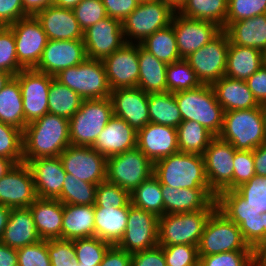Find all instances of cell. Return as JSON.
<instances>
[{
	"label": "cell",
	"mask_w": 266,
	"mask_h": 266,
	"mask_svg": "<svg viewBox=\"0 0 266 266\" xmlns=\"http://www.w3.org/2000/svg\"><path fill=\"white\" fill-rule=\"evenodd\" d=\"M13 77L12 74L0 70V91L5 87V85L8 83V81Z\"/></svg>",
	"instance_id": "753ad0ef"
},
{
	"label": "cell",
	"mask_w": 266,
	"mask_h": 266,
	"mask_svg": "<svg viewBox=\"0 0 266 266\" xmlns=\"http://www.w3.org/2000/svg\"><path fill=\"white\" fill-rule=\"evenodd\" d=\"M37 199L30 167L22 162L0 178V204L10 208H28Z\"/></svg>",
	"instance_id": "ffe728a7"
},
{
	"label": "cell",
	"mask_w": 266,
	"mask_h": 266,
	"mask_svg": "<svg viewBox=\"0 0 266 266\" xmlns=\"http://www.w3.org/2000/svg\"><path fill=\"white\" fill-rule=\"evenodd\" d=\"M84 99L68 86L53 78L48 95V113L70 119Z\"/></svg>",
	"instance_id": "60d3db41"
},
{
	"label": "cell",
	"mask_w": 266,
	"mask_h": 266,
	"mask_svg": "<svg viewBox=\"0 0 266 266\" xmlns=\"http://www.w3.org/2000/svg\"><path fill=\"white\" fill-rule=\"evenodd\" d=\"M18 266H52L47 250V240H40L17 249Z\"/></svg>",
	"instance_id": "6f0895ef"
},
{
	"label": "cell",
	"mask_w": 266,
	"mask_h": 266,
	"mask_svg": "<svg viewBox=\"0 0 266 266\" xmlns=\"http://www.w3.org/2000/svg\"><path fill=\"white\" fill-rule=\"evenodd\" d=\"M171 25L174 29L177 49L181 59H186L223 31L215 23L187 18L177 11L172 18Z\"/></svg>",
	"instance_id": "ac0fdd59"
},
{
	"label": "cell",
	"mask_w": 266,
	"mask_h": 266,
	"mask_svg": "<svg viewBox=\"0 0 266 266\" xmlns=\"http://www.w3.org/2000/svg\"><path fill=\"white\" fill-rule=\"evenodd\" d=\"M263 66V52L252 47L229 43L226 77L246 81Z\"/></svg>",
	"instance_id": "e575fe53"
},
{
	"label": "cell",
	"mask_w": 266,
	"mask_h": 266,
	"mask_svg": "<svg viewBox=\"0 0 266 266\" xmlns=\"http://www.w3.org/2000/svg\"><path fill=\"white\" fill-rule=\"evenodd\" d=\"M99 266H131V253L112 245Z\"/></svg>",
	"instance_id": "e7e4bbea"
},
{
	"label": "cell",
	"mask_w": 266,
	"mask_h": 266,
	"mask_svg": "<svg viewBox=\"0 0 266 266\" xmlns=\"http://www.w3.org/2000/svg\"><path fill=\"white\" fill-rule=\"evenodd\" d=\"M0 121L20 130L26 127L22 93L18 79L13 76L0 91Z\"/></svg>",
	"instance_id": "74e56055"
},
{
	"label": "cell",
	"mask_w": 266,
	"mask_h": 266,
	"mask_svg": "<svg viewBox=\"0 0 266 266\" xmlns=\"http://www.w3.org/2000/svg\"><path fill=\"white\" fill-rule=\"evenodd\" d=\"M235 250H255L244 240L240 228L217 208L208 218L198 244L199 255Z\"/></svg>",
	"instance_id": "30bf717a"
},
{
	"label": "cell",
	"mask_w": 266,
	"mask_h": 266,
	"mask_svg": "<svg viewBox=\"0 0 266 266\" xmlns=\"http://www.w3.org/2000/svg\"><path fill=\"white\" fill-rule=\"evenodd\" d=\"M137 147V132L124 120L113 116L94 145L97 152L106 158Z\"/></svg>",
	"instance_id": "83f0119b"
},
{
	"label": "cell",
	"mask_w": 266,
	"mask_h": 266,
	"mask_svg": "<svg viewBox=\"0 0 266 266\" xmlns=\"http://www.w3.org/2000/svg\"><path fill=\"white\" fill-rule=\"evenodd\" d=\"M54 78L84 100L108 98L112 91L102 60L86 58L79 65L60 71Z\"/></svg>",
	"instance_id": "ba28073f"
},
{
	"label": "cell",
	"mask_w": 266,
	"mask_h": 266,
	"mask_svg": "<svg viewBox=\"0 0 266 266\" xmlns=\"http://www.w3.org/2000/svg\"><path fill=\"white\" fill-rule=\"evenodd\" d=\"M225 112L260 106L244 80L223 76L211 85Z\"/></svg>",
	"instance_id": "4dcf8cb0"
},
{
	"label": "cell",
	"mask_w": 266,
	"mask_h": 266,
	"mask_svg": "<svg viewBox=\"0 0 266 266\" xmlns=\"http://www.w3.org/2000/svg\"><path fill=\"white\" fill-rule=\"evenodd\" d=\"M199 258V266H254L261 259L256 250H235L199 255Z\"/></svg>",
	"instance_id": "7dc6e473"
},
{
	"label": "cell",
	"mask_w": 266,
	"mask_h": 266,
	"mask_svg": "<svg viewBox=\"0 0 266 266\" xmlns=\"http://www.w3.org/2000/svg\"><path fill=\"white\" fill-rule=\"evenodd\" d=\"M0 266H18L17 249L0 242Z\"/></svg>",
	"instance_id": "a7ac6f4b"
},
{
	"label": "cell",
	"mask_w": 266,
	"mask_h": 266,
	"mask_svg": "<svg viewBox=\"0 0 266 266\" xmlns=\"http://www.w3.org/2000/svg\"><path fill=\"white\" fill-rule=\"evenodd\" d=\"M263 65L266 66V49L263 51Z\"/></svg>",
	"instance_id": "b9fcfbb0"
},
{
	"label": "cell",
	"mask_w": 266,
	"mask_h": 266,
	"mask_svg": "<svg viewBox=\"0 0 266 266\" xmlns=\"http://www.w3.org/2000/svg\"><path fill=\"white\" fill-rule=\"evenodd\" d=\"M139 80L137 87L147 94L167 92V63L157 59L139 44Z\"/></svg>",
	"instance_id": "d590c367"
},
{
	"label": "cell",
	"mask_w": 266,
	"mask_h": 266,
	"mask_svg": "<svg viewBox=\"0 0 266 266\" xmlns=\"http://www.w3.org/2000/svg\"><path fill=\"white\" fill-rule=\"evenodd\" d=\"M236 151L231 143L215 136L202 154L207 181L216 196L224 190H233Z\"/></svg>",
	"instance_id": "7c38bea8"
},
{
	"label": "cell",
	"mask_w": 266,
	"mask_h": 266,
	"mask_svg": "<svg viewBox=\"0 0 266 266\" xmlns=\"http://www.w3.org/2000/svg\"><path fill=\"white\" fill-rule=\"evenodd\" d=\"M73 243L75 259L81 266H99L105 253L112 246L96 236L74 239Z\"/></svg>",
	"instance_id": "bcb514c9"
},
{
	"label": "cell",
	"mask_w": 266,
	"mask_h": 266,
	"mask_svg": "<svg viewBox=\"0 0 266 266\" xmlns=\"http://www.w3.org/2000/svg\"><path fill=\"white\" fill-rule=\"evenodd\" d=\"M140 45L157 59L167 64L181 60L177 49L176 36L171 24L146 37Z\"/></svg>",
	"instance_id": "b9f144b4"
},
{
	"label": "cell",
	"mask_w": 266,
	"mask_h": 266,
	"mask_svg": "<svg viewBox=\"0 0 266 266\" xmlns=\"http://www.w3.org/2000/svg\"><path fill=\"white\" fill-rule=\"evenodd\" d=\"M139 43H125L102 60L111 90L137 87Z\"/></svg>",
	"instance_id": "44dd1931"
},
{
	"label": "cell",
	"mask_w": 266,
	"mask_h": 266,
	"mask_svg": "<svg viewBox=\"0 0 266 266\" xmlns=\"http://www.w3.org/2000/svg\"><path fill=\"white\" fill-rule=\"evenodd\" d=\"M259 214L266 212V176L255 175L235 189Z\"/></svg>",
	"instance_id": "f907efd6"
},
{
	"label": "cell",
	"mask_w": 266,
	"mask_h": 266,
	"mask_svg": "<svg viewBox=\"0 0 266 266\" xmlns=\"http://www.w3.org/2000/svg\"><path fill=\"white\" fill-rule=\"evenodd\" d=\"M256 175L266 176V142L253 150Z\"/></svg>",
	"instance_id": "03108f58"
},
{
	"label": "cell",
	"mask_w": 266,
	"mask_h": 266,
	"mask_svg": "<svg viewBox=\"0 0 266 266\" xmlns=\"http://www.w3.org/2000/svg\"><path fill=\"white\" fill-rule=\"evenodd\" d=\"M130 193L118 185L104 181L97 185L95 206H113L114 208L130 206Z\"/></svg>",
	"instance_id": "816d5d0a"
},
{
	"label": "cell",
	"mask_w": 266,
	"mask_h": 266,
	"mask_svg": "<svg viewBox=\"0 0 266 266\" xmlns=\"http://www.w3.org/2000/svg\"><path fill=\"white\" fill-rule=\"evenodd\" d=\"M255 175L253 150H237L234 157L233 190Z\"/></svg>",
	"instance_id": "680465c9"
},
{
	"label": "cell",
	"mask_w": 266,
	"mask_h": 266,
	"mask_svg": "<svg viewBox=\"0 0 266 266\" xmlns=\"http://www.w3.org/2000/svg\"><path fill=\"white\" fill-rule=\"evenodd\" d=\"M217 209L241 230L244 240L265 258V212L252 209L236 190H224L216 196Z\"/></svg>",
	"instance_id": "7a4b0ae2"
},
{
	"label": "cell",
	"mask_w": 266,
	"mask_h": 266,
	"mask_svg": "<svg viewBox=\"0 0 266 266\" xmlns=\"http://www.w3.org/2000/svg\"><path fill=\"white\" fill-rule=\"evenodd\" d=\"M42 240L36 230L29 208H11L1 243L13 249L35 244Z\"/></svg>",
	"instance_id": "f1b7e54d"
},
{
	"label": "cell",
	"mask_w": 266,
	"mask_h": 266,
	"mask_svg": "<svg viewBox=\"0 0 266 266\" xmlns=\"http://www.w3.org/2000/svg\"><path fill=\"white\" fill-rule=\"evenodd\" d=\"M218 137L231 143L236 150H254L262 145L266 135L260 106L225 112Z\"/></svg>",
	"instance_id": "5b68a950"
},
{
	"label": "cell",
	"mask_w": 266,
	"mask_h": 266,
	"mask_svg": "<svg viewBox=\"0 0 266 266\" xmlns=\"http://www.w3.org/2000/svg\"><path fill=\"white\" fill-rule=\"evenodd\" d=\"M82 0H53V5L61 8L74 9Z\"/></svg>",
	"instance_id": "2644e50d"
},
{
	"label": "cell",
	"mask_w": 266,
	"mask_h": 266,
	"mask_svg": "<svg viewBox=\"0 0 266 266\" xmlns=\"http://www.w3.org/2000/svg\"><path fill=\"white\" fill-rule=\"evenodd\" d=\"M95 236L111 245H117L123 237L129 215V206L96 207L94 205Z\"/></svg>",
	"instance_id": "836d02e7"
},
{
	"label": "cell",
	"mask_w": 266,
	"mask_h": 266,
	"mask_svg": "<svg viewBox=\"0 0 266 266\" xmlns=\"http://www.w3.org/2000/svg\"><path fill=\"white\" fill-rule=\"evenodd\" d=\"M114 116L110 97L84 100L69 119V137L72 146L92 147Z\"/></svg>",
	"instance_id": "8992f818"
},
{
	"label": "cell",
	"mask_w": 266,
	"mask_h": 266,
	"mask_svg": "<svg viewBox=\"0 0 266 266\" xmlns=\"http://www.w3.org/2000/svg\"><path fill=\"white\" fill-rule=\"evenodd\" d=\"M153 174V163L138 148L107 158L106 181L130 194Z\"/></svg>",
	"instance_id": "8fae6325"
},
{
	"label": "cell",
	"mask_w": 266,
	"mask_h": 266,
	"mask_svg": "<svg viewBox=\"0 0 266 266\" xmlns=\"http://www.w3.org/2000/svg\"><path fill=\"white\" fill-rule=\"evenodd\" d=\"M177 130L179 152L202 155L215 137L198 122L182 121Z\"/></svg>",
	"instance_id": "ab89813d"
},
{
	"label": "cell",
	"mask_w": 266,
	"mask_h": 266,
	"mask_svg": "<svg viewBox=\"0 0 266 266\" xmlns=\"http://www.w3.org/2000/svg\"><path fill=\"white\" fill-rule=\"evenodd\" d=\"M214 210L164 214L158 220V245L198 246L205 224Z\"/></svg>",
	"instance_id": "9c48e42d"
},
{
	"label": "cell",
	"mask_w": 266,
	"mask_h": 266,
	"mask_svg": "<svg viewBox=\"0 0 266 266\" xmlns=\"http://www.w3.org/2000/svg\"><path fill=\"white\" fill-rule=\"evenodd\" d=\"M158 220L154 213L130 204L125 233L116 246L131 254L157 246Z\"/></svg>",
	"instance_id": "5bb4252c"
},
{
	"label": "cell",
	"mask_w": 266,
	"mask_h": 266,
	"mask_svg": "<svg viewBox=\"0 0 266 266\" xmlns=\"http://www.w3.org/2000/svg\"><path fill=\"white\" fill-rule=\"evenodd\" d=\"M9 27L15 37L18 63L24 69L35 68L48 41L40 22L35 16H27Z\"/></svg>",
	"instance_id": "9a60e30c"
},
{
	"label": "cell",
	"mask_w": 266,
	"mask_h": 266,
	"mask_svg": "<svg viewBox=\"0 0 266 266\" xmlns=\"http://www.w3.org/2000/svg\"><path fill=\"white\" fill-rule=\"evenodd\" d=\"M259 104L266 102V66L263 65L245 81Z\"/></svg>",
	"instance_id": "be15d7a7"
},
{
	"label": "cell",
	"mask_w": 266,
	"mask_h": 266,
	"mask_svg": "<svg viewBox=\"0 0 266 266\" xmlns=\"http://www.w3.org/2000/svg\"><path fill=\"white\" fill-rule=\"evenodd\" d=\"M254 266H266V259L261 258Z\"/></svg>",
	"instance_id": "11e5206c"
},
{
	"label": "cell",
	"mask_w": 266,
	"mask_h": 266,
	"mask_svg": "<svg viewBox=\"0 0 266 266\" xmlns=\"http://www.w3.org/2000/svg\"><path fill=\"white\" fill-rule=\"evenodd\" d=\"M177 12L184 17L226 25L228 0H179Z\"/></svg>",
	"instance_id": "8d00e7d4"
},
{
	"label": "cell",
	"mask_w": 266,
	"mask_h": 266,
	"mask_svg": "<svg viewBox=\"0 0 266 266\" xmlns=\"http://www.w3.org/2000/svg\"><path fill=\"white\" fill-rule=\"evenodd\" d=\"M150 122L177 128L182 122L175 93L162 92L148 95Z\"/></svg>",
	"instance_id": "f35d334b"
},
{
	"label": "cell",
	"mask_w": 266,
	"mask_h": 266,
	"mask_svg": "<svg viewBox=\"0 0 266 266\" xmlns=\"http://www.w3.org/2000/svg\"><path fill=\"white\" fill-rule=\"evenodd\" d=\"M37 198L57 199L62 192L66 172L59 156L30 160Z\"/></svg>",
	"instance_id": "cb8c5ba5"
},
{
	"label": "cell",
	"mask_w": 266,
	"mask_h": 266,
	"mask_svg": "<svg viewBox=\"0 0 266 266\" xmlns=\"http://www.w3.org/2000/svg\"><path fill=\"white\" fill-rule=\"evenodd\" d=\"M97 185L66 173L61 195L57 198L62 204L94 205Z\"/></svg>",
	"instance_id": "ee69618b"
},
{
	"label": "cell",
	"mask_w": 266,
	"mask_h": 266,
	"mask_svg": "<svg viewBox=\"0 0 266 266\" xmlns=\"http://www.w3.org/2000/svg\"><path fill=\"white\" fill-rule=\"evenodd\" d=\"M48 40H83L73 9L51 5L35 15Z\"/></svg>",
	"instance_id": "4316f807"
},
{
	"label": "cell",
	"mask_w": 266,
	"mask_h": 266,
	"mask_svg": "<svg viewBox=\"0 0 266 266\" xmlns=\"http://www.w3.org/2000/svg\"><path fill=\"white\" fill-rule=\"evenodd\" d=\"M175 99L182 121L198 122L214 136L220 134L225 111L217 102L211 85L202 84L195 89L175 92Z\"/></svg>",
	"instance_id": "277c9868"
},
{
	"label": "cell",
	"mask_w": 266,
	"mask_h": 266,
	"mask_svg": "<svg viewBox=\"0 0 266 266\" xmlns=\"http://www.w3.org/2000/svg\"><path fill=\"white\" fill-rule=\"evenodd\" d=\"M11 208L0 204V240L7 225Z\"/></svg>",
	"instance_id": "89a4df30"
},
{
	"label": "cell",
	"mask_w": 266,
	"mask_h": 266,
	"mask_svg": "<svg viewBox=\"0 0 266 266\" xmlns=\"http://www.w3.org/2000/svg\"><path fill=\"white\" fill-rule=\"evenodd\" d=\"M153 175L172 188L210 189L202 155L177 152L153 163Z\"/></svg>",
	"instance_id": "3957f363"
},
{
	"label": "cell",
	"mask_w": 266,
	"mask_h": 266,
	"mask_svg": "<svg viewBox=\"0 0 266 266\" xmlns=\"http://www.w3.org/2000/svg\"><path fill=\"white\" fill-rule=\"evenodd\" d=\"M15 77L22 93L25 123L29 124L48 114L49 88L54 77L34 68L22 69Z\"/></svg>",
	"instance_id": "e0dca14e"
},
{
	"label": "cell",
	"mask_w": 266,
	"mask_h": 266,
	"mask_svg": "<svg viewBox=\"0 0 266 266\" xmlns=\"http://www.w3.org/2000/svg\"><path fill=\"white\" fill-rule=\"evenodd\" d=\"M164 214L215 210L216 195L210 189L172 188L162 185Z\"/></svg>",
	"instance_id": "d4e9b609"
},
{
	"label": "cell",
	"mask_w": 266,
	"mask_h": 266,
	"mask_svg": "<svg viewBox=\"0 0 266 266\" xmlns=\"http://www.w3.org/2000/svg\"><path fill=\"white\" fill-rule=\"evenodd\" d=\"M24 69L17 60L15 37L9 26H0V70L16 76Z\"/></svg>",
	"instance_id": "681fc988"
},
{
	"label": "cell",
	"mask_w": 266,
	"mask_h": 266,
	"mask_svg": "<svg viewBox=\"0 0 266 266\" xmlns=\"http://www.w3.org/2000/svg\"><path fill=\"white\" fill-rule=\"evenodd\" d=\"M148 95L138 87L112 90L110 99L114 116L124 119L138 132L150 123Z\"/></svg>",
	"instance_id": "603a6c76"
},
{
	"label": "cell",
	"mask_w": 266,
	"mask_h": 266,
	"mask_svg": "<svg viewBox=\"0 0 266 266\" xmlns=\"http://www.w3.org/2000/svg\"><path fill=\"white\" fill-rule=\"evenodd\" d=\"M94 205L63 204L61 239L74 240L95 236Z\"/></svg>",
	"instance_id": "d6a6232c"
},
{
	"label": "cell",
	"mask_w": 266,
	"mask_h": 266,
	"mask_svg": "<svg viewBox=\"0 0 266 266\" xmlns=\"http://www.w3.org/2000/svg\"><path fill=\"white\" fill-rule=\"evenodd\" d=\"M86 58L83 40H48L34 69L54 77L66 68L79 65Z\"/></svg>",
	"instance_id": "7402d4cb"
},
{
	"label": "cell",
	"mask_w": 266,
	"mask_h": 266,
	"mask_svg": "<svg viewBox=\"0 0 266 266\" xmlns=\"http://www.w3.org/2000/svg\"><path fill=\"white\" fill-rule=\"evenodd\" d=\"M260 109H261L262 116H263L264 131H265V135H266V102L260 104Z\"/></svg>",
	"instance_id": "34e18365"
},
{
	"label": "cell",
	"mask_w": 266,
	"mask_h": 266,
	"mask_svg": "<svg viewBox=\"0 0 266 266\" xmlns=\"http://www.w3.org/2000/svg\"><path fill=\"white\" fill-rule=\"evenodd\" d=\"M107 16L124 21L136 8V0H102Z\"/></svg>",
	"instance_id": "6125c7cd"
},
{
	"label": "cell",
	"mask_w": 266,
	"mask_h": 266,
	"mask_svg": "<svg viewBox=\"0 0 266 266\" xmlns=\"http://www.w3.org/2000/svg\"><path fill=\"white\" fill-rule=\"evenodd\" d=\"M131 204L158 217L164 215L162 185L152 174L142 182L131 194Z\"/></svg>",
	"instance_id": "7bdbcfd3"
},
{
	"label": "cell",
	"mask_w": 266,
	"mask_h": 266,
	"mask_svg": "<svg viewBox=\"0 0 266 266\" xmlns=\"http://www.w3.org/2000/svg\"><path fill=\"white\" fill-rule=\"evenodd\" d=\"M73 11L83 31L107 17L102 0H82Z\"/></svg>",
	"instance_id": "9f6ffc18"
},
{
	"label": "cell",
	"mask_w": 266,
	"mask_h": 266,
	"mask_svg": "<svg viewBox=\"0 0 266 266\" xmlns=\"http://www.w3.org/2000/svg\"><path fill=\"white\" fill-rule=\"evenodd\" d=\"M47 250L52 266H78L73 240H47Z\"/></svg>",
	"instance_id": "11a10c76"
},
{
	"label": "cell",
	"mask_w": 266,
	"mask_h": 266,
	"mask_svg": "<svg viewBox=\"0 0 266 266\" xmlns=\"http://www.w3.org/2000/svg\"><path fill=\"white\" fill-rule=\"evenodd\" d=\"M0 156L14 164L23 162V131L0 121Z\"/></svg>",
	"instance_id": "c3c4849f"
},
{
	"label": "cell",
	"mask_w": 266,
	"mask_h": 266,
	"mask_svg": "<svg viewBox=\"0 0 266 266\" xmlns=\"http://www.w3.org/2000/svg\"><path fill=\"white\" fill-rule=\"evenodd\" d=\"M266 14V0H228L226 22H237Z\"/></svg>",
	"instance_id": "db71d44e"
},
{
	"label": "cell",
	"mask_w": 266,
	"mask_h": 266,
	"mask_svg": "<svg viewBox=\"0 0 266 266\" xmlns=\"http://www.w3.org/2000/svg\"><path fill=\"white\" fill-rule=\"evenodd\" d=\"M27 16L22 0H0V26H9Z\"/></svg>",
	"instance_id": "94428289"
},
{
	"label": "cell",
	"mask_w": 266,
	"mask_h": 266,
	"mask_svg": "<svg viewBox=\"0 0 266 266\" xmlns=\"http://www.w3.org/2000/svg\"><path fill=\"white\" fill-rule=\"evenodd\" d=\"M66 173L92 184L106 181L107 158L92 147L69 145L59 155Z\"/></svg>",
	"instance_id": "2e32d148"
},
{
	"label": "cell",
	"mask_w": 266,
	"mask_h": 266,
	"mask_svg": "<svg viewBox=\"0 0 266 266\" xmlns=\"http://www.w3.org/2000/svg\"><path fill=\"white\" fill-rule=\"evenodd\" d=\"M137 147L155 163L179 152L177 130L150 122L137 132Z\"/></svg>",
	"instance_id": "484cf974"
},
{
	"label": "cell",
	"mask_w": 266,
	"mask_h": 266,
	"mask_svg": "<svg viewBox=\"0 0 266 266\" xmlns=\"http://www.w3.org/2000/svg\"><path fill=\"white\" fill-rule=\"evenodd\" d=\"M69 145V119L45 114L23 130V162L59 156Z\"/></svg>",
	"instance_id": "6da1fadb"
},
{
	"label": "cell",
	"mask_w": 266,
	"mask_h": 266,
	"mask_svg": "<svg viewBox=\"0 0 266 266\" xmlns=\"http://www.w3.org/2000/svg\"><path fill=\"white\" fill-rule=\"evenodd\" d=\"M164 1H167L169 3H172L176 8L178 6V2L176 0H164Z\"/></svg>",
	"instance_id": "2a66077c"
},
{
	"label": "cell",
	"mask_w": 266,
	"mask_h": 266,
	"mask_svg": "<svg viewBox=\"0 0 266 266\" xmlns=\"http://www.w3.org/2000/svg\"><path fill=\"white\" fill-rule=\"evenodd\" d=\"M22 5L28 16H35L38 12L53 5V0H22Z\"/></svg>",
	"instance_id": "003e7915"
},
{
	"label": "cell",
	"mask_w": 266,
	"mask_h": 266,
	"mask_svg": "<svg viewBox=\"0 0 266 266\" xmlns=\"http://www.w3.org/2000/svg\"><path fill=\"white\" fill-rule=\"evenodd\" d=\"M265 221H266V212H265ZM265 259H266V226H265Z\"/></svg>",
	"instance_id": "979ff035"
},
{
	"label": "cell",
	"mask_w": 266,
	"mask_h": 266,
	"mask_svg": "<svg viewBox=\"0 0 266 266\" xmlns=\"http://www.w3.org/2000/svg\"><path fill=\"white\" fill-rule=\"evenodd\" d=\"M223 31L228 35L230 44L252 47L262 52L266 49V14L226 22Z\"/></svg>",
	"instance_id": "1f68e13d"
},
{
	"label": "cell",
	"mask_w": 266,
	"mask_h": 266,
	"mask_svg": "<svg viewBox=\"0 0 266 266\" xmlns=\"http://www.w3.org/2000/svg\"><path fill=\"white\" fill-rule=\"evenodd\" d=\"M131 266H166L160 245L131 254Z\"/></svg>",
	"instance_id": "91938a15"
},
{
	"label": "cell",
	"mask_w": 266,
	"mask_h": 266,
	"mask_svg": "<svg viewBox=\"0 0 266 266\" xmlns=\"http://www.w3.org/2000/svg\"><path fill=\"white\" fill-rule=\"evenodd\" d=\"M176 11L172 3L164 0L138 4L137 8L122 21L126 43L140 44L155 31L168 27Z\"/></svg>",
	"instance_id": "52a82bcc"
},
{
	"label": "cell",
	"mask_w": 266,
	"mask_h": 266,
	"mask_svg": "<svg viewBox=\"0 0 266 266\" xmlns=\"http://www.w3.org/2000/svg\"><path fill=\"white\" fill-rule=\"evenodd\" d=\"M13 165L14 163L10 159L0 156V178L3 177Z\"/></svg>",
	"instance_id": "8c879c8a"
},
{
	"label": "cell",
	"mask_w": 266,
	"mask_h": 266,
	"mask_svg": "<svg viewBox=\"0 0 266 266\" xmlns=\"http://www.w3.org/2000/svg\"><path fill=\"white\" fill-rule=\"evenodd\" d=\"M228 49L229 38L222 31L185 60L196 72L197 78L202 84L212 85L225 75Z\"/></svg>",
	"instance_id": "4fadbf2b"
},
{
	"label": "cell",
	"mask_w": 266,
	"mask_h": 266,
	"mask_svg": "<svg viewBox=\"0 0 266 266\" xmlns=\"http://www.w3.org/2000/svg\"><path fill=\"white\" fill-rule=\"evenodd\" d=\"M28 208L42 240L61 239L63 204L58 199L37 198Z\"/></svg>",
	"instance_id": "f546056e"
},
{
	"label": "cell",
	"mask_w": 266,
	"mask_h": 266,
	"mask_svg": "<svg viewBox=\"0 0 266 266\" xmlns=\"http://www.w3.org/2000/svg\"><path fill=\"white\" fill-rule=\"evenodd\" d=\"M166 81L167 91L171 93L195 89L202 85L196 72L185 59L167 65Z\"/></svg>",
	"instance_id": "f6af8a7d"
},
{
	"label": "cell",
	"mask_w": 266,
	"mask_h": 266,
	"mask_svg": "<svg viewBox=\"0 0 266 266\" xmlns=\"http://www.w3.org/2000/svg\"><path fill=\"white\" fill-rule=\"evenodd\" d=\"M138 4L140 3H145V2H151V1H154V0H136Z\"/></svg>",
	"instance_id": "09005b40"
},
{
	"label": "cell",
	"mask_w": 266,
	"mask_h": 266,
	"mask_svg": "<svg viewBox=\"0 0 266 266\" xmlns=\"http://www.w3.org/2000/svg\"><path fill=\"white\" fill-rule=\"evenodd\" d=\"M166 266H199L198 246L178 244L161 246Z\"/></svg>",
	"instance_id": "f5cc1de1"
},
{
	"label": "cell",
	"mask_w": 266,
	"mask_h": 266,
	"mask_svg": "<svg viewBox=\"0 0 266 266\" xmlns=\"http://www.w3.org/2000/svg\"><path fill=\"white\" fill-rule=\"evenodd\" d=\"M86 56L103 60L125 43L122 22L109 16L83 31Z\"/></svg>",
	"instance_id": "d6986e66"
}]
</instances>
